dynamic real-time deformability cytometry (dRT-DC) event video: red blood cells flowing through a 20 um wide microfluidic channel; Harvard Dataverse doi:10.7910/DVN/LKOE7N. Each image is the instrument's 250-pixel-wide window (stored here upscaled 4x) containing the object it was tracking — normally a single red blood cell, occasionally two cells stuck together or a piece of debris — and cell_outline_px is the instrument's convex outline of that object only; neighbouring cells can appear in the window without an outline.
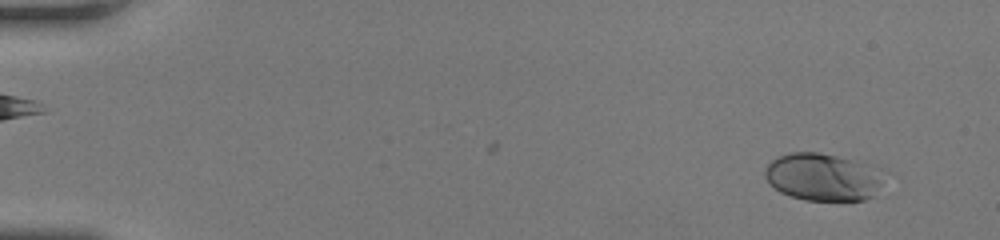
{"species": "human", "species_latin": "Homo sapiens", "temperature_condition": "room temperature", "stored_images_in_passage": 16, "camera_frame_rate_fps": 3000, "um_per_image_px": 0.085, "donor": {"sex": "female"}, "frame": {"image": 1, "passage_image": 3, "time_ms": 0.667, "image_size_px": [1000, 240], "cell_outline_px": [[892, 172], [876, 196], [864, 200], [804, 200], [780, 192], [764, 176], [764, 168], [772, 160], [788, 152], [816, 152], [836, 156], [872, 164]], "centroid_in_image_um": [70.12, 15.04], "position_along_channel_um": 14.9, "area_um2": 33.99}}